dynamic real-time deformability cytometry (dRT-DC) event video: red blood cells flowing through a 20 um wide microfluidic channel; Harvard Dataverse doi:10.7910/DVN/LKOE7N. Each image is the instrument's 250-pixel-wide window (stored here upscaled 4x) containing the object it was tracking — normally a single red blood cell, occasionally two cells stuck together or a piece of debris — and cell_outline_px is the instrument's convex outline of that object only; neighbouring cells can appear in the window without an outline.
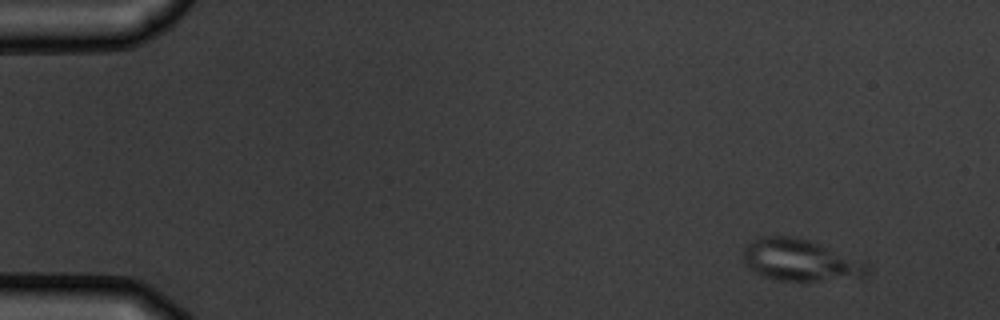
{"species": "common noctule bat (a hibernating species)", "species_latin": "Nyctalus noctula", "temperature_condition": "warm", "stored_images_in_passage": 3, "camera_frame_rate_fps": 3000, "um_per_image_px": 0.085, "animal": {"sex": "male", "body_mass_g": 19.5, "forearm_length_mm": 54.6}, "frame": {"image": 1, "passage_image": 1, "time_ms": 0.0, "image_size_px": [1000, 320], "cell_outline_px": [[868, 276], [816, 280], [780, 280], [764, 276], [748, 268], [744, 264], [744, 248], [752, 240], [760, 236], [796, 236], [868, 260]], "centroid_in_image_um": [68.07, 22.09], "position_along_channel_um": 16.9, "area_um2": 30.29}}